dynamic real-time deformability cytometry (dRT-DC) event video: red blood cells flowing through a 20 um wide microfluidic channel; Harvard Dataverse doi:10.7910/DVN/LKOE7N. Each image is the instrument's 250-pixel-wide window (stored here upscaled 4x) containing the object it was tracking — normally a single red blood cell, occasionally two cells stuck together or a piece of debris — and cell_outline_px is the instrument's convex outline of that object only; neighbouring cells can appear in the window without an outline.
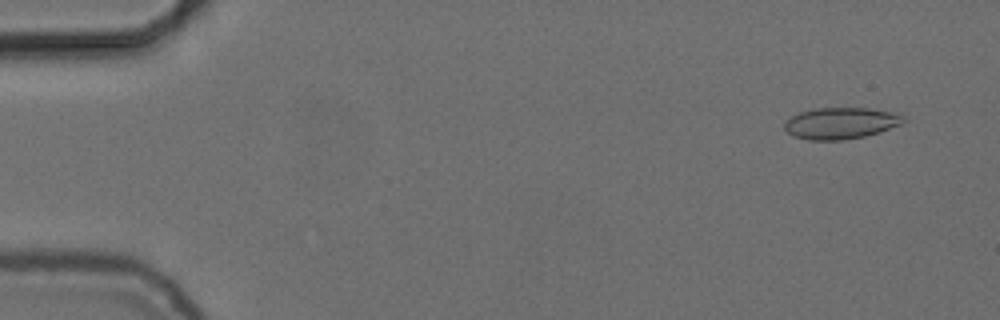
{"species": "common noctule bat (a hibernating species)", "species_latin": "Nyctalus noctula", "temperature_condition": "cold", "stored_images_in_passage": 54, "camera_frame_rate_fps": 3000, "um_per_image_px": 0.085, "animal": {"sex": "female", "body_mass_g": 24.6, "forearm_length_mm": 56.2}, "frame": {"image": 1, "passage_image": 3, "time_ms": 0.667, "image_size_px": [1000, 320], "cell_outline_px": [[904, 120], [900, 124], [880, 132], [864, 136], [844, 140], [808, 140], [796, 136], [788, 132], [784, 128], [784, 124], [792, 116], [800, 112], [816, 108], [868, 108], [892, 112], [904, 116]], "centroid_in_image_um": [71.46, 10.47], "position_along_channel_um": 13.5, "area_um2": 21.56}}
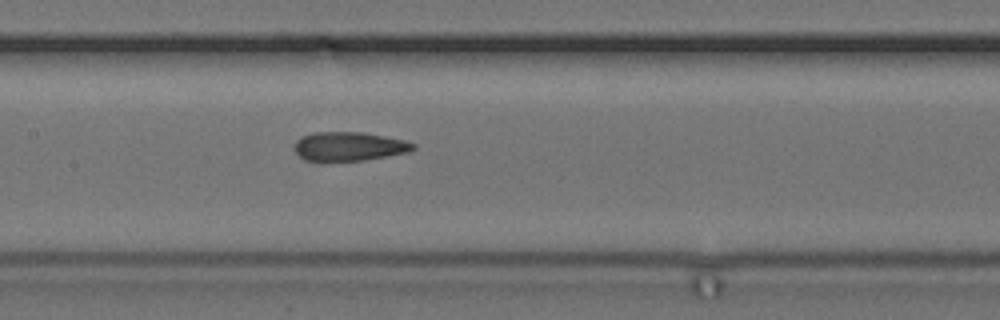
{"frame": {"image": 2, "passage_image": 26, "time_ms": 8.333, "image_size_px": [1000, 320], "cell_outline_px": [[416, 148], [408, 152], [364, 160], [304, 160], [296, 152], [296, 140], [312, 132], [364, 132], [404, 140], [416, 144]], "centroid_in_image_um": [29.7, 12.43], "position_along_channel_um": 177.7, "area_um2": 19.71}}
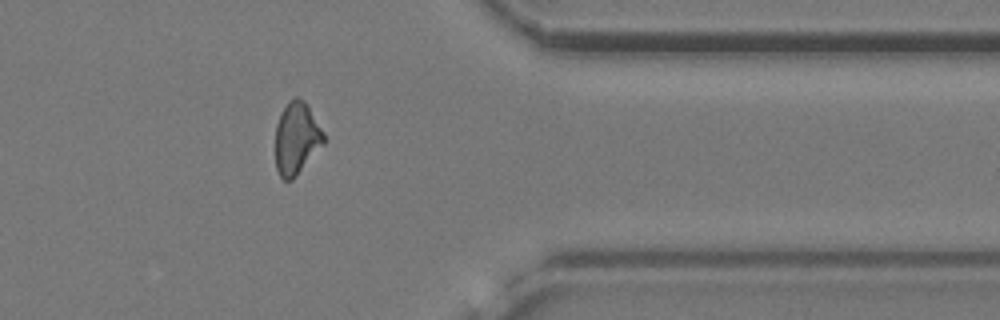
{"frame": {"image": 3, "passage_image": 44, "time_ms": 14.333, "image_size_px": [1000, 320], "cell_outline_px": [[324, 144], [292, 180], [284, 180], [280, 176], [276, 168], [276, 124], [288, 100], [296, 96], [304, 100], [308, 104], [324, 132]], "centroid_in_image_um": [25.22, 11.73], "position_along_channel_um": 386.2, "area_um2": 20.35}, "authors_computed_cell_mechanics": {"area_um2": 20.4323, "velocity_mm_per_s": 3.7212, "shape_relaxation_time_tau1_ms": null, "shape_relaxation_time_tau2_ms": 2.3692, "deformation_change_tau1": null, "deformation_change_tau2": 0.0915}}